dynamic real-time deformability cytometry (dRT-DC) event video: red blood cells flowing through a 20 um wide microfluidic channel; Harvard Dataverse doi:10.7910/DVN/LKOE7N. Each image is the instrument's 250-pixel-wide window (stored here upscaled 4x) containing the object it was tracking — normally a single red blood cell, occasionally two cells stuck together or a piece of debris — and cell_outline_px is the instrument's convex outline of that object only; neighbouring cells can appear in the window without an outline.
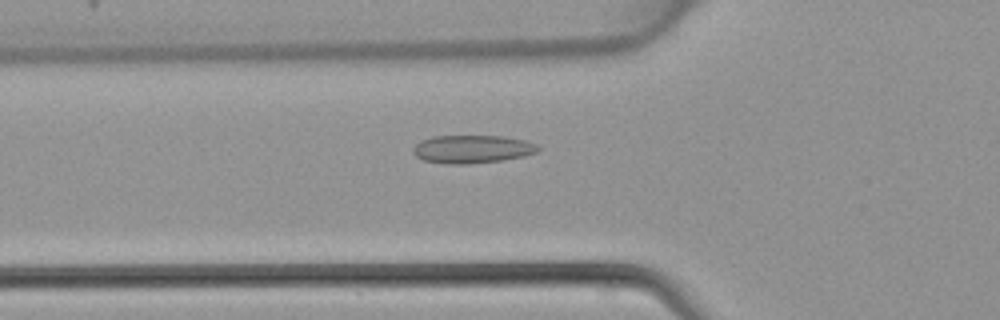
{"species": "common noctule bat (a hibernating species)", "species_latin": "Nyctalus noctula", "temperature_condition": "warm", "stored_images_in_passage": 33, "camera_frame_rate_fps": 3000, "um_per_image_px": 0.085, "animal": {"sex": "female", "body_mass_g": 22.7, "forearm_length_mm": 54.2}, "frame": {"image": 1, "passage_image": 4, "time_ms": 1.0, "image_size_px": [1000, 320], "cell_outline_px": [[540, 148], [536, 152], [524, 156], [500, 160], [468, 164], [448, 164], [424, 160], [416, 156], [412, 152], [412, 148], [420, 140], [432, 136], [504, 136], [524, 140], [536, 144]], "centroid_in_image_um": [40.1, 12.67], "position_along_channel_um": 85.7, "area_um2": 20.4}}
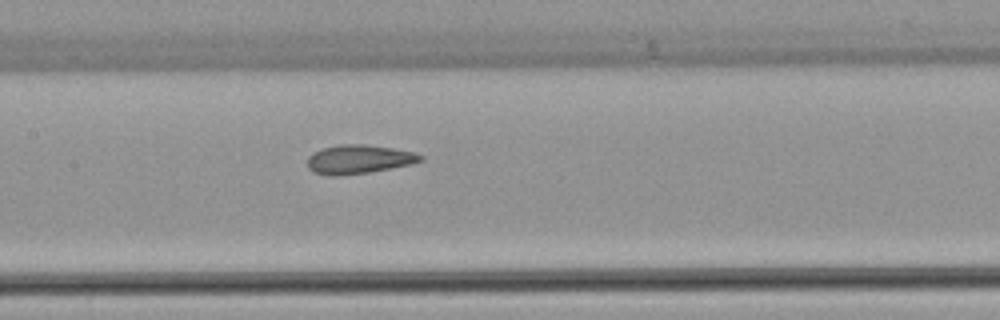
{"frame": {"image": 2, "passage_image": 10, "time_ms": 3.0, "image_size_px": [1000, 320], "cell_outline_px": [[424, 160], [412, 164], [368, 172], [336, 176], [328, 176], [312, 172], [308, 168], [308, 156], [312, 152], [324, 148], [340, 144], [364, 144], [392, 148], [412, 152], [424, 156]], "centroid_in_image_um": [30.47, 13.54], "position_along_channel_um": 176.9, "area_um2": 19.02}}
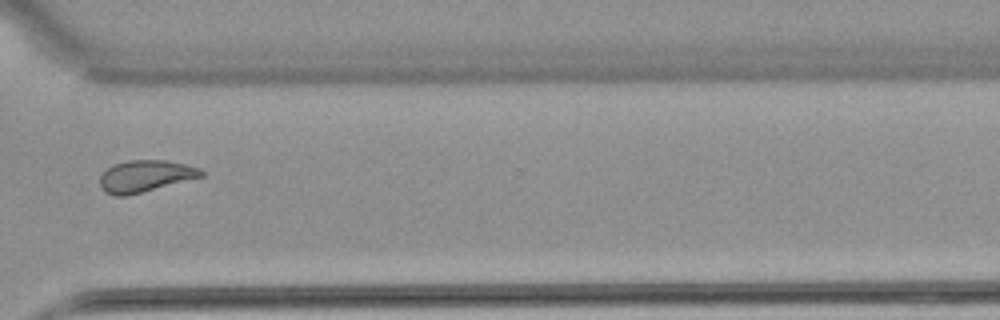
{"frame": {"image": 3, "passage_image": 22, "time_ms": 7.0, "image_size_px": [1000, 320], "cell_outline_px": [[204, 176], [128, 196], [116, 196], [104, 192], [100, 188], [100, 176], [112, 164], [128, 160], [168, 160], [200, 168], [204, 172]], "centroid_in_image_um": [12.33, 14.97], "position_along_channel_um": 358.3, "area_um2": 18.9}}